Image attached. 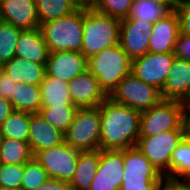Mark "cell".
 I'll use <instances>...</instances> for the list:
<instances>
[{
  "label": "cell",
  "mask_w": 190,
  "mask_h": 190,
  "mask_svg": "<svg viewBox=\"0 0 190 190\" xmlns=\"http://www.w3.org/2000/svg\"><path fill=\"white\" fill-rule=\"evenodd\" d=\"M100 149L122 150L136 146L141 111L116 103L107 97L100 105Z\"/></svg>",
  "instance_id": "6da1fadb"
},
{
  "label": "cell",
  "mask_w": 190,
  "mask_h": 190,
  "mask_svg": "<svg viewBox=\"0 0 190 190\" xmlns=\"http://www.w3.org/2000/svg\"><path fill=\"white\" fill-rule=\"evenodd\" d=\"M121 20L100 13L92 7L83 8V43L81 53L86 59L107 47L120 44Z\"/></svg>",
  "instance_id": "7a4b0ae2"
},
{
  "label": "cell",
  "mask_w": 190,
  "mask_h": 190,
  "mask_svg": "<svg viewBox=\"0 0 190 190\" xmlns=\"http://www.w3.org/2000/svg\"><path fill=\"white\" fill-rule=\"evenodd\" d=\"M88 70L98 79L107 96L123 78L131 74L132 59L120 44L110 46L87 59Z\"/></svg>",
  "instance_id": "3957f363"
},
{
  "label": "cell",
  "mask_w": 190,
  "mask_h": 190,
  "mask_svg": "<svg viewBox=\"0 0 190 190\" xmlns=\"http://www.w3.org/2000/svg\"><path fill=\"white\" fill-rule=\"evenodd\" d=\"M83 8L72 14L40 24L49 53L56 51L81 52L83 43Z\"/></svg>",
  "instance_id": "277c9868"
},
{
  "label": "cell",
  "mask_w": 190,
  "mask_h": 190,
  "mask_svg": "<svg viewBox=\"0 0 190 190\" xmlns=\"http://www.w3.org/2000/svg\"><path fill=\"white\" fill-rule=\"evenodd\" d=\"M124 176L120 190H160L164 176L136 147L123 149Z\"/></svg>",
  "instance_id": "5b68a950"
},
{
  "label": "cell",
  "mask_w": 190,
  "mask_h": 190,
  "mask_svg": "<svg viewBox=\"0 0 190 190\" xmlns=\"http://www.w3.org/2000/svg\"><path fill=\"white\" fill-rule=\"evenodd\" d=\"M186 111L182 102L163 99L141 112L139 137L154 136L167 130H186Z\"/></svg>",
  "instance_id": "8992f818"
},
{
  "label": "cell",
  "mask_w": 190,
  "mask_h": 190,
  "mask_svg": "<svg viewBox=\"0 0 190 190\" xmlns=\"http://www.w3.org/2000/svg\"><path fill=\"white\" fill-rule=\"evenodd\" d=\"M100 133V105L93 108H78L75 120L64 134L65 142L80 151L100 150Z\"/></svg>",
  "instance_id": "52a82bcc"
},
{
  "label": "cell",
  "mask_w": 190,
  "mask_h": 190,
  "mask_svg": "<svg viewBox=\"0 0 190 190\" xmlns=\"http://www.w3.org/2000/svg\"><path fill=\"white\" fill-rule=\"evenodd\" d=\"M185 136L186 130H167L154 136L139 137L136 147L165 179H170L172 152Z\"/></svg>",
  "instance_id": "ba28073f"
},
{
  "label": "cell",
  "mask_w": 190,
  "mask_h": 190,
  "mask_svg": "<svg viewBox=\"0 0 190 190\" xmlns=\"http://www.w3.org/2000/svg\"><path fill=\"white\" fill-rule=\"evenodd\" d=\"M108 97L116 103L141 112L163 100L161 90L139 80L132 73L125 76Z\"/></svg>",
  "instance_id": "9c48e42d"
},
{
  "label": "cell",
  "mask_w": 190,
  "mask_h": 190,
  "mask_svg": "<svg viewBox=\"0 0 190 190\" xmlns=\"http://www.w3.org/2000/svg\"><path fill=\"white\" fill-rule=\"evenodd\" d=\"M80 152L63 142L59 146L36 152L33 158L42 165L48 178L70 182L75 174Z\"/></svg>",
  "instance_id": "30bf717a"
},
{
  "label": "cell",
  "mask_w": 190,
  "mask_h": 190,
  "mask_svg": "<svg viewBox=\"0 0 190 190\" xmlns=\"http://www.w3.org/2000/svg\"><path fill=\"white\" fill-rule=\"evenodd\" d=\"M175 57L174 52H148L132 60L131 73L146 84L162 90Z\"/></svg>",
  "instance_id": "8fae6325"
},
{
  "label": "cell",
  "mask_w": 190,
  "mask_h": 190,
  "mask_svg": "<svg viewBox=\"0 0 190 190\" xmlns=\"http://www.w3.org/2000/svg\"><path fill=\"white\" fill-rule=\"evenodd\" d=\"M123 176V149H100L99 166L90 190H120Z\"/></svg>",
  "instance_id": "7c38bea8"
},
{
  "label": "cell",
  "mask_w": 190,
  "mask_h": 190,
  "mask_svg": "<svg viewBox=\"0 0 190 190\" xmlns=\"http://www.w3.org/2000/svg\"><path fill=\"white\" fill-rule=\"evenodd\" d=\"M153 23L138 19H122L120 45L133 60L149 52V40Z\"/></svg>",
  "instance_id": "4fadbf2b"
},
{
  "label": "cell",
  "mask_w": 190,
  "mask_h": 190,
  "mask_svg": "<svg viewBox=\"0 0 190 190\" xmlns=\"http://www.w3.org/2000/svg\"><path fill=\"white\" fill-rule=\"evenodd\" d=\"M68 90L77 108L98 107L108 97L100 88L98 79L88 69L69 82Z\"/></svg>",
  "instance_id": "5bb4252c"
},
{
  "label": "cell",
  "mask_w": 190,
  "mask_h": 190,
  "mask_svg": "<svg viewBox=\"0 0 190 190\" xmlns=\"http://www.w3.org/2000/svg\"><path fill=\"white\" fill-rule=\"evenodd\" d=\"M88 69L87 59L81 52L56 51L49 53L46 62V75L70 82Z\"/></svg>",
  "instance_id": "9a60e30c"
},
{
  "label": "cell",
  "mask_w": 190,
  "mask_h": 190,
  "mask_svg": "<svg viewBox=\"0 0 190 190\" xmlns=\"http://www.w3.org/2000/svg\"><path fill=\"white\" fill-rule=\"evenodd\" d=\"M0 20L23 30L40 27L34 0H0Z\"/></svg>",
  "instance_id": "2e32d148"
},
{
  "label": "cell",
  "mask_w": 190,
  "mask_h": 190,
  "mask_svg": "<svg viewBox=\"0 0 190 190\" xmlns=\"http://www.w3.org/2000/svg\"><path fill=\"white\" fill-rule=\"evenodd\" d=\"M180 35L179 19L174 10L162 19H158L151 29L149 52H174L176 40Z\"/></svg>",
  "instance_id": "e0dca14e"
},
{
  "label": "cell",
  "mask_w": 190,
  "mask_h": 190,
  "mask_svg": "<svg viewBox=\"0 0 190 190\" xmlns=\"http://www.w3.org/2000/svg\"><path fill=\"white\" fill-rule=\"evenodd\" d=\"M63 142L64 133L50 126L40 113L30 115L28 145L32 155L40 150L59 146Z\"/></svg>",
  "instance_id": "ac0fdd59"
},
{
  "label": "cell",
  "mask_w": 190,
  "mask_h": 190,
  "mask_svg": "<svg viewBox=\"0 0 190 190\" xmlns=\"http://www.w3.org/2000/svg\"><path fill=\"white\" fill-rule=\"evenodd\" d=\"M190 91V61L174 59L161 90L163 99L183 102Z\"/></svg>",
  "instance_id": "d6986e66"
},
{
  "label": "cell",
  "mask_w": 190,
  "mask_h": 190,
  "mask_svg": "<svg viewBox=\"0 0 190 190\" xmlns=\"http://www.w3.org/2000/svg\"><path fill=\"white\" fill-rule=\"evenodd\" d=\"M0 69L17 83L41 85L46 76V63L30 62L20 57H13Z\"/></svg>",
  "instance_id": "ffe728a7"
},
{
  "label": "cell",
  "mask_w": 190,
  "mask_h": 190,
  "mask_svg": "<svg viewBox=\"0 0 190 190\" xmlns=\"http://www.w3.org/2000/svg\"><path fill=\"white\" fill-rule=\"evenodd\" d=\"M49 51L40 28L23 30L18 38L15 57L30 62L46 63Z\"/></svg>",
  "instance_id": "44dd1931"
},
{
  "label": "cell",
  "mask_w": 190,
  "mask_h": 190,
  "mask_svg": "<svg viewBox=\"0 0 190 190\" xmlns=\"http://www.w3.org/2000/svg\"><path fill=\"white\" fill-rule=\"evenodd\" d=\"M99 160L100 150L80 152L75 174L69 182L73 190H90L98 170Z\"/></svg>",
  "instance_id": "7402d4cb"
},
{
  "label": "cell",
  "mask_w": 190,
  "mask_h": 190,
  "mask_svg": "<svg viewBox=\"0 0 190 190\" xmlns=\"http://www.w3.org/2000/svg\"><path fill=\"white\" fill-rule=\"evenodd\" d=\"M9 101L14 110L39 113L42 107L40 85L18 83Z\"/></svg>",
  "instance_id": "603a6c76"
},
{
  "label": "cell",
  "mask_w": 190,
  "mask_h": 190,
  "mask_svg": "<svg viewBox=\"0 0 190 190\" xmlns=\"http://www.w3.org/2000/svg\"><path fill=\"white\" fill-rule=\"evenodd\" d=\"M68 84L46 75L40 85L42 106L73 105Z\"/></svg>",
  "instance_id": "cb8c5ba5"
},
{
  "label": "cell",
  "mask_w": 190,
  "mask_h": 190,
  "mask_svg": "<svg viewBox=\"0 0 190 190\" xmlns=\"http://www.w3.org/2000/svg\"><path fill=\"white\" fill-rule=\"evenodd\" d=\"M77 112L75 105L42 106L39 111L50 126L64 134L75 120Z\"/></svg>",
  "instance_id": "d4e9b609"
},
{
  "label": "cell",
  "mask_w": 190,
  "mask_h": 190,
  "mask_svg": "<svg viewBox=\"0 0 190 190\" xmlns=\"http://www.w3.org/2000/svg\"><path fill=\"white\" fill-rule=\"evenodd\" d=\"M170 180H190V138L187 135L172 152Z\"/></svg>",
  "instance_id": "484cf974"
},
{
  "label": "cell",
  "mask_w": 190,
  "mask_h": 190,
  "mask_svg": "<svg viewBox=\"0 0 190 190\" xmlns=\"http://www.w3.org/2000/svg\"><path fill=\"white\" fill-rule=\"evenodd\" d=\"M33 157L28 142L3 138L0 147V163L8 165L25 164Z\"/></svg>",
  "instance_id": "4316f807"
},
{
  "label": "cell",
  "mask_w": 190,
  "mask_h": 190,
  "mask_svg": "<svg viewBox=\"0 0 190 190\" xmlns=\"http://www.w3.org/2000/svg\"><path fill=\"white\" fill-rule=\"evenodd\" d=\"M29 112L14 110L7 120L0 126L3 138L17 139L28 142L30 132Z\"/></svg>",
  "instance_id": "83f0119b"
},
{
  "label": "cell",
  "mask_w": 190,
  "mask_h": 190,
  "mask_svg": "<svg viewBox=\"0 0 190 190\" xmlns=\"http://www.w3.org/2000/svg\"><path fill=\"white\" fill-rule=\"evenodd\" d=\"M77 9L71 0H36V12L40 24L68 16Z\"/></svg>",
  "instance_id": "f1b7e54d"
},
{
  "label": "cell",
  "mask_w": 190,
  "mask_h": 190,
  "mask_svg": "<svg viewBox=\"0 0 190 190\" xmlns=\"http://www.w3.org/2000/svg\"><path fill=\"white\" fill-rule=\"evenodd\" d=\"M172 10L159 3L148 2L146 0H133L129 15L125 19H138L155 23L158 19L164 18Z\"/></svg>",
  "instance_id": "f546056e"
},
{
  "label": "cell",
  "mask_w": 190,
  "mask_h": 190,
  "mask_svg": "<svg viewBox=\"0 0 190 190\" xmlns=\"http://www.w3.org/2000/svg\"><path fill=\"white\" fill-rule=\"evenodd\" d=\"M23 29L15 27L9 22L0 20V64H4L15 57V50L20 33Z\"/></svg>",
  "instance_id": "4dcf8cb0"
},
{
  "label": "cell",
  "mask_w": 190,
  "mask_h": 190,
  "mask_svg": "<svg viewBox=\"0 0 190 190\" xmlns=\"http://www.w3.org/2000/svg\"><path fill=\"white\" fill-rule=\"evenodd\" d=\"M48 180L47 173L42 165L31 158L24 164V175L21 190H36Z\"/></svg>",
  "instance_id": "1f68e13d"
},
{
  "label": "cell",
  "mask_w": 190,
  "mask_h": 190,
  "mask_svg": "<svg viewBox=\"0 0 190 190\" xmlns=\"http://www.w3.org/2000/svg\"><path fill=\"white\" fill-rule=\"evenodd\" d=\"M133 0H97L92 8L119 20L127 18Z\"/></svg>",
  "instance_id": "d6a6232c"
},
{
  "label": "cell",
  "mask_w": 190,
  "mask_h": 190,
  "mask_svg": "<svg viewBox=\"0 0 190 190\" xmlns=\"http://www.w3.org/2000/svg\"><path fill=\"white\" fill-rule=\"evenodd\" d=\"M0 174L2 187L21 189L24 164L8 165L1 163Z\"/></svg>",
  "instance_id": "836d02e7"
},
{
  "label": "cell",
  "mask_w": 190,
  "mask_h": 190,
  "mask_svg": "<svg viewBox=\"0 0 190 190\" xmlns=\"http://www.w3.org/2000/svg\"><path fill=\"white\" fill-rule=\"evenodd\" d=\"M174 11L179 19L180 34L190 37V0L179 1Z\"/></svg>",
  "instance_id": "e575fe53"
},
{
  "label": "cell",
  "mask_w": 190,
  "mask_h": 190,
  "mask_svg": "<svg viewBox=\"0 0 190 190\" xmlns=\"http://www.w3.org/2000/svg\"><path fill=\"white\" fill-rule=\"evenodd\" d=\"M176 58L190 61V37L179 35L174 49Z\"/></svg>",
  "instance_id": "d590c367"
},
{
  "label": "cell",
  "mask_w": 190,
  "mask_h": 190,
  "mask_svg": "<svg viewBox=\"0 0 190 190\" xmlns=\"http://www.w3.org/2000/svg\"><path fill=\"white\" fill-rule=\"evenodd\" d=\"M17 82L13 81L7 74L0 69V96L10 99L14 94Z\"/></svg>",
  "instance_id": "8d00e7d4"
},
{
  "label": "cell",
  "mask_w": 190,
  "mask_h": 190,
  "mask_svg": "<svg viewBox=\"0 0 190 190\" xmlns=\"http://www.w3.org/2000/svg\"><path fill=\"white\" fill-rule=\"evenodd\" d=\"M36 190H73V189L69 185V182L48 178V180L44 184L39 186Z\"/></svg>",
  "instance_id": "74e56055"
},
{
  "label": "cell",
  "mask_w": 190,
  "mask_h": 190,
  "mask_svg": "<svg viewBox=\"0 0 190 190\" xmlns=\"http://www.w3.org/2000/svg\"><path fill=\"white\" fill-rule=\"evenodd\" d=\"M160 190H190V181L164 179Z\"/></svg>",
  "instance_id": "f35d334b"
},
{
  "label": "cell",
  "mask_w": 190,
  "mask_h": 190,
  "mask_svg": "<svg viewBox=\"0 0 190 190\" xmlns=\"http://www.w3.org/2000/svg\"><path fill=\"white\" fill-rule=\"evenodd\" d=\"M14 111L11 102L0 96V126L7 120V118Z\"/></svg>",
  "instance_id": "ab89813d"
},
{
  "label": "cell",
  "mask_w": 190,
  "mask_h": 190,
  "mask_svg": "<svg viewBox=\"0 0 190 190\" xmlns=\"http://www.w3.org/2000/svg\"><path fill=\"white\" fill-rule=\"evenodd\" d=\"M148 2H153V3H159V4H164L168 6L171 10H174L176 5L178 4V0H146Z\"/></svg>",
  "instance_id": "60d3db41"
},
{
  "label": "cell",
  "mask_w": 190,
  "mask_h": 190,
  "mask_svg": "<svg viewBox=\"0 0 190 190\" xmlns=\"http://www.w3.org/2000/svg\"><path fill=\"white\" fill-rule=\"evenodd\" d=\"M186 135L190 138V111L185 114Z\"/></svg>",
  "instance_id": "b9f144b4"
},
{
  "label": "cell",
  "mask_w": 190,
  "mask_h": 190,
  "mask_svg": "<svg viewBox=\"0 0 190 190\" xmlns=\"http://www.w3.org/2000/svg\"><path fill=\"white\" fill-rule=\"evenodd\" d=\"M78 8H88L89 6L83 0H71Z\"/></svg>",
  "instance_id": "7bdbcfd3"
},
{
  "label": "cell",
  "mask_w": 190,
  "mask_h": 190,
  "mask_svg": "<svg viewBox=\"0 0 190 190\" xmlns=\"http://www.w3.org/2000/svg\"><path fill=\"white\" fill-rule=\"evenodd\" d=\"M187 111H190V91L187 98L182 102Z\"/></svg>",
  "instance_id": "ee69618b"
},
{
  "label": "cell",
  "mask_w": 190,
  "mask_h": 190,
  "mask_svg": "<svg viewBox=\"0 0 190 190\" xmlns=\"http://www.w3.org/2000/svg\"><path fill=\"white\" fill-rule=\"evenodd\" d=\"M89 7H92L97 0H83Z\"/></svg>",
  "instance_id": "f6af8a7d"
},
{
  "label": "cell",
  "mask_w": 190,
  "mask_h": 190,
  "mask_svg": "<svg viewBox=\"0 0 190 190\" xmlns=\"http://www.w3.org/2000/svg\"><path fill=\"white\" fill-rule=\"evenodd\" d=\"M0 190H21V189L6 188L1 186Z\"/></svg>",
  "instance_id": "bcb514c9"
},
{
  "label": "cell",
  "mask_w": 190,
  "mask_h": 190,
  "mask_svg": "<svg viewBox=\"0 0 190 190\" xmlns=\"http://www.w3.org/2000/svg\"><path fill=\"white\" fill-rule=\"evenodd\" d=\"M2 139H3V136H2L1 131H0V147H1Z\"/></svg>",
  "instance_id": "7dc6e473"
}]
</instances>
